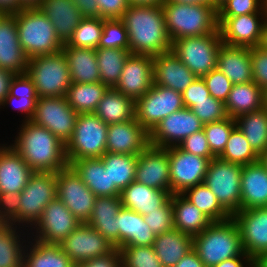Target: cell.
<instances>
[{
	"instance_id": "1",
	"label": "cell",
	"mask_w": 267,
	"mask_h": 267,
	"mask_svg": "<svg viewBox=\"0 0 267 267\" xmlns=\"http://www.w3.org/2000/svg\"><path fill=\"white\" fill-rule=\"evenodd\" d=\"M120 20L128 33L131 54L155 56L171 51L161 5H129Z\"/></svg>"
},
{
	"instance_id": "2",
	"label": "cell",
	"mask_w": 267,
	"mask_h": 267,
	"mask_svg": "<svg viewBox=\"0 0 267 267\" xmlns=\"http://www.w3.org/2000/svg\"><path fill=\"white\" fill-rule=\"evenodd\" d=\"M10 144L34 172L56 173L69 166L66 145L48 129L23 121Z\"/></svg>"
},
{
	"instance_id": "3",
	"label": "cell",
	"mask_w": 267,
	"mask_h": 267,
	"mask_svg": "<svg viewBox=\"0 0 267 267\" xmlns=\"http://www.w3.org/2000/svg\"><path fill=\"white\" fill-rule=\"evenodd\" d=\"M193 250L205 267H214L220 262L244 253L240 232L235 220L212 222L199 235L193 237Z\"/></svg>"
},
{
	"instance_id": "4",
	"label": "cell",
	"mask_w": 267,
	"mask_h": 267,
	"mask_svg": "<svg viewBox=\"0 0 267 267\" xmlns=\"http://www.w3.org/2000/svg\"><path fill=\"white\" fill-rule=\"evenodd\" d=\"M171 42L191 36H204L218 30L217 9L211 5L161 4Z\"/></svg>"
},
{
	"instance_id": "5",
	"label": "cell",
	"mask_w": 267,
	"mask_h": 267,
	"mask_svg": "<svg viewBox=\"0 0 267 267\" xmlns=\"http://www.w3.org/2000/svg\"><path fill=\"white\" fill-rule=\"evenodd\" d=\"M17 32L22 50L30 59L62 50L54 26L39 8H23L16 12Z\"/></svg>"
},
{
	"instance_id": "6",
	"label": "cell",
	"mask_w": 267,
	"mask_h": 267,
	"mask_svg": "<svg viewBox=\"0 0 267 267\" xmlns=\"http://www.w3.org/2000/svg\"><path fill=\"white\" fill-rule=\"evenodd\" d=\"M26 74L38 97L65 96L71 85L70 71L63 50L29 59Z\"/></svg>"
},
{
	"instance_id": "7",
	"label": "cell",
	"mask_w": 267,
	"mask_h": 267,
	"mask_svg": "<svg viewBox=\"0 0 267 267\" xmlns=\"http://www.w3.org/2000/svg\"><path fill=\"white\" fill-rule=\"evenodd\" d=\"M108 125L95 113H79L71 139L66 143L68 164L85 158H101L106 153Z\"/></svg>"
},
{
	"instance_id": "8",
	"label": "cell",
	"mask_w": 267,
	"mask_h": 267,
	"mask_svg": "<svg viewBox=\"0 0 267 267\" xmlns=\"http://www.w3.org/2000/svg\"><path fill=\"white\" fill-rule=\"evenodd\" d=\"M219 29L204 36L174 40L171 50L196 77H203L217 68V56L222 45Z\"/></svg>"
},
{
	"instance_id": "9",
	"label": "cell",
	"mask_w": 267,
	"mask_h": 267,
	"mask_svg": "<svg viewBox=\"0 0 267 267\" xmlns=\"http://www.w3.org/2000/svg\"><path fill=\"white\" fill-rule=\"evenodd\" d=\"M241 174L242 165L215 157L203 182L231 216L241 210Z\"/></svg>"
},
{
	"instance_id": "10",
	"label": "cell",
	"mask_w": 267,
	"mask_h": 267,
	"mask_svg": "<svg viewBox=\"0 0 267 267\" xmlns=\"http://www.w3.org/2000/svg\"><path fill=\"white\" fill-rule=\"evenodd\" d=\"M56 197V173L34 172L20 192L19 227L22 225L24 230L27 227L31 230L40 220L44 208Z\"/></svg>"
},
{
	"instance_id": "11",
	"label": "cell",
	"mask_w": 267,
	"mask_h": 267,
	"mask_svg": "<svg viewBox=\"0 0 267 267\" xmlns=\"http://www.w3.org/2000/svg\"><path fill=\"white\" fill-rule=\"evenodd\" d=\"M184 107L182 93L153 84L135 101V119L150 133L161 120Z\"/></svg>"
},
{
	"instance_id": "12",
	"label": "cell",
	"mask_w": 267,
	"mask_h": 267,
	"mask_svg": "<svg viewBox=\"0 0 267 267\" xmlns=\"http://www.w3.org/2000/svg\"><path fill=\"white\" fill-rule=\"evenodd\" d=\"M77 116L65 96L38 97L31 121L48 129L66 145L73 135Z\"/></svg>"
},
{
	"instance_id": "13",
	"label": "cell",
	"mask_w": 267,
	"mask_h": 267,
	"mask_svg": "<svg viewBox=\"0 0 267 267\" xmlns=\"http://www.w3.org/2000/svg\"><path fill=\"white\" fill-rule=\"evenodd\" d=\"M56 188L57 198L81 223H87L92 215L96 196L70 166L56 172Z\"/></svg>"
},
{
	"instance_id": "14",
	"label": "cell",
	"mask_w": 267,
	"mask_h": 267,
	"mask_svg": "<svg viewBox=\"0 0 267 267\" xmlns=\"http://www.w3.org/2000/svg\"><path fill=\"white\" fill-rule=\"evenodd\" d=\"M171 194H182L190 187L204 182L209 162L204 158L186 152L178 146L168 147Z\"/></svg>"
},
{
	"instance_id": "15",
	"label": "cell",
	"mask_w": 267,
	"mask_h": 267,
	"mask_svg": "<svg viewBox=\"0 0 267 267\" xmlns=\"http://www.w3.org/2000/svg\"><path fill=\"white\" fill-rule=\"evenodd\" d=\"M80 223L67 206L56 197L44 208L40 220L30 233L29 231L27 233L32 234L34 239L40 242L60 244Z\"/></svg>"
},
{
	"instance_id": "16",
	"label": "cell",
	"mask_w": 267,
	"mask_h": 267,
	"mask_svg": "<svg viewBox=\"0 0 267 267\" xmlns=\"http://www.w3.org/2000/svg\"><path fill=\"white\" fill-rule=\"evenodd\" d=\"M201 130L203 123L191 109L184 107L161 120L149 133L150 146H178L186 137Z\"/></svg>"
},
{
	"instance_id": "17",
	"label": "cell",
	"mask_w": 267,
	"mask_h": 267,
	"mask_svg": "<svg viewBox=\"0 0 267 267\" xmlns=\"http://www.w3.org/2000/svg\"><path fill=\"white\" fill-rule=\"evenodd\" d=\"M74 265L111 253L115 246L87 223H80L61 243Z\"/></svg>"
},
{
	"instance_id": "18",
	"label": "cell",
	"mask_w": 267,
	"mask_h": 267,
	"mask_svg": "<svg viewBox=\"0 0 267 267\" xmlns=\"http://www.w3.org/2000/svg\"><path fill=\"white\" fill-rule=\"evenodd\" d=\"M217 21L223 44L252 48L259 46L266 20L264 13H251L217 17Z\"/></svg>"
},
{
	"instance_id": "19",
	"label": "cell",
	"mask_w": 267,
	"mask_h": 267,
	"mask_svg": "<svg viewBox=\"0 0 267 267\" xmlns=\"http://www.w3.org/2000/svg\"><path fill=\"white\" fill-rule=\"evenodd\" d=\"M235 220L244 252L254 259L267 252V206L248 208L236 212Z\"/></svg>"
},
{
	"instance_id": "20",
	"label": "cell",
	"mask_w": 267,
	"mask_h": 267,
	"mask_svg": "<svg viewBox=\"0 0 267 267\" xmlns=\"http://www.w3.org/2000/svg\"><path fill=\"white\" fill-rule=\"evenodd\" d=\"M153 84V56L130 54L114 88L136 101L150 90Z\"/></svg>"
},
{
	"instance_id": "21",
	"label": "cell",
	"mask_w": 267,
	"mask_h": 267,
	"mask_svg": "<svg viewBox=\"0 0 267 267\" xmlns=\"http://www.w3.org/2000/svg\"><path fill=\"white\" fill-rule=\"evenodd\" d=\"M135 181L171 193L168 148L148 146L137 158Z\"/></svg>"
},
{
	"instance_id": "22",
	"label": "cell",
	"mask_w": 267,
	"mask_h": 267,
	"mask_svg": "<svg viewBox=\"0 0 267 267\" xmlns=\"http://www.w3.org/2000/svg\"><path fill=\"white\" fill-rule=\"evenodd\" d=\"M28 61L20 46L16 15L0 12V68L15 75L26 74Z\"/></svg>"
},
{
	"instance_id": "23",
	"label": "cell",
	"mask_w": 267,
	"mask_h": 267,
	"mask_svg": "<svg viewBox=\"0 0 267 267\" xmlns=\"http://www.w3.org/2000/svg\"><path fill=\"white\" fill-rule=\"evenodd\" d=\"M149 145V133L135 118L108 125L106 143L108 153L139 155Z\"/></svg>"
},
{
	"instance_id": "24",
	"label": "cell",
	"mask_w": 267,
	"mask_h": 267,
	"mask_svg": "<svg viewBox=\"0 0 267 267\" xmlns=\"http://www.w3.org/2000/svg\"><path fill=\"white\" fill-rule=\"evenodd\" d=\"M153 75L154 84L180 93L197 78L172 50L153 56Z\"/></svg>"
},
{
	"instance_id": "25",
	"label": "cell",
	"mask_w": 267,
	"mask_h": 267,
	"mask_svg": "<svg viewBox=\"0 0 267 267\" xmlns=\"http://www.w3.org/2000/svg\"><path fill=\"white\" fill-rule=\"evenodd\" d=\"M6 145L0 144V193H20L34 171L13 147Z\"/></svg>"
},
{
	"instance_id": "26",
	"label": "cell",
	"mask_w": 267,
	"mask_h": 267,
	"mask_svg": "<svg viewBox=\"0 0 267 267\" xmlns=\"http://www.w3.org/2000/svg\"><path fill=\"white\" fill-rule=\"evenodd\" d=\"M38 8L53 24L63 45L69 41L83 18L73 0H42Z\"/></svg>"
},
{
	"instance_id": "27",
	"label": "cell",
	"mask_w": 267,
	"mask_h": 267,
	"mask_svg": "<svg viewBox=\"0 0 267 267\" xmlns=\"http://www.w3.org/2000/svg\"><path fill=\"white\" fill-rule=\"evenodd\" d=\"M217 68L233 85L253 81L251 48L222 44L217 56Z\"/></svg>"
},
{
	"instance_id": "28",
	"label": "cell",
	"mask_w": 267,
	"mask_h": 267,
	"mask_svg": "<svg viewBox=\"0 0 267 267\" xmlns=\"http://www.w3.org/2000/svg\"><path fill=\"white\" fill-rule=\"evenodd\" d=\"M267 206V170L259 162L242 166L241 210Z\"/></svg>"
},
{
	"instance_id": "29",
	"label": "cell",
	"mask_w": 267,
	"mask_h": 267,
	"mask_svg": "<svg viewBox=\"0 0 267 267\" xmlns=\"http://www.w3.org/2000/svg\"><path fill=\"white\" fill-rule=\"evenodd\" d=\"M120 196L96 197L92 215L87 222L119 249L117 215L122 208Z\"/></svg>"
},
{
	"instance_id": "30",
	"label": "cell",
	"mask_w": 267,
	"mask_h": 267,
	"mask_svg": "<svg viewBox=\"0 0 267 267\" xmlns=\"http://www.w3.org/2000/svg\"><path fill=\"white\" fill-rule=\"evenodd\" d=\"M119 250L124 246H153L155 234L138 212L121 208L117 215Z\"/></svg>"
},
{
	"instance_id": "31",
	"label": "cell",
	"mask_w": 267,
	"mask_h": 267,
	"mask_svg": "<svg viewBox=\"0 0 267 267\" xmlns=\"http://www.w3.org/2000/svg\"><path fill=\"white\" fill-rule=\"evenodd\" d=\"M171 195L169 191L148 187L134 181L121 192L120 197L123 208L144 216L162 207Z\"/></svg>"
},
{
	"instance_id": "32",
	"label": "cell",
	"mask_w": 267,
	"mask_h": 267,
	"mask_svg": "<svg viewBox=\"0 0 267 267\" xmlns=\"http://www.w3.org/2000/svg\"><path fill=\"white\" fill-rule=\"evenodd\" d=\"M26 238L28 245L24 249L23 267H73V262L60 244L40 242L30 235Z\"/></svg>"
},
{
	"instance_id": "33",
	"label": "cell",
	"mask_w": 267,
	"mask_h": 267,
	"mask_svg": "<svg viewBox=\"0 0 267 267\" xmlns=\"http://www.w3.org/2000/svg\"><path fill=\"white\" fill-rule=\"evenodd\" d=\"M69 66L71 83H98L100 72L96 50L63 45Z\"/></svg>"
},
{
	"instance_id": "34",
	"label": "cell",
	"mask_w": 267,
	"mask_h": 267,
	"mask_svg": "<svg viewBox=\"0 0 267 267\" xmlns=\"http://www.w3.org/2000/svg\"><path fill=\"white\" fill-rule=\"evenodd\" d=\"M174 229L191 237L199 235L213 221L182 194H172Z\"/></svg>"
},
{
	"instance_id": "35",
	"label": "cell",
	"mask_w": 267,
	"mask_h": 267,
	"mask_svg": "<svg viewBox=\"0 0 267 267\" xmlns=\"http://www.w3.org/2000/svg\"><path fill=\"white\" fill-rule=\"evenodd\" d=\"M138 155L106 152L102 157L105 170L110 177V196H120L121 192L135 181Z\"/></svg>"
},
{
	"instance_id": "36",
	"label": "cell",
	"mask_w": 267,
	"mask_h": 267,
	"mask_svg": "<svg viewBox=\"0 0 267 267\" xmlns=\"http://www.w3.org/2000/svg\"><path fill=\"white\" fill-rule=\"evenodd\" d=\"M155 253L163 267H174L181 258L193 249V237L172 229L155 236Z\"/></svg>"
},
{
	"instance_id": "37",
	"label": "cell",
	"mask_w": 267,
	"mask_h": 267,
	"mask_svg": "<svg viewBox=\"0 0 267 267\" xmlns=\"http://www.w3.org/2000/svg\"><path fill=\"white\" fill-rule=\"evenodd\" d=\"M94 113L107 125L127 122L135 118V101L111 87Z\"/></svg>"
},
{
	"instance_id": "38",
	"label": "cell",
	"mask_w": 267,
	"mask_h": 267,
	"mask_svg": "<svg viewBox=\"0 0 267 267\" xmlns=\"http://www.w3.org/2000/svg\"><path fill=\"white\" fill-rule=\"evenodd\" d=\"M263 106V90L254 81L233 85L225 102L227 116L234 119Z\"/></svg>"
},
{
	"instance_id": "39",
	"label": "cell",
	"mask_w": 267,
	"mask_h": 267,
	"mask_svg": "<svg viewBox=\"0 0 267 267\" xmlns=\"http://www.w3.org/2000/svg\"><path fill=\"white\" fill-rule=\"evenodd\" d=\"M69 166L96 197L110 196V177L101 158L72 161Z\"/></svg>"
},
{
	"instance_id": "40",
	"label": "cell",
	"mask_w": 267,
	"mask_h": 267,
	"mask_svg": "<svg viewBox=\"0 0 267 267\" xmlns=\"http://www.w3.org/2000/svg\"><path fill=\"white\" fill-rule=\"evenodd\" d=\"M235 122L258 155L267 150V108L241 114Z\"/></svg>"
},
{
	"instance_id": "41",
	"label": "cell",
	"mask_w": 267,
	"mask_h": 267,
	"mask_svg": "<svg viewBox=\"0 0 267 267\" xmlns=\"http://www.w3.org/2000/svg\"><path fill=\"white\" fill-rule=\"evenodd\" d=\"M108 86L98 83H71L65 97L71 108L79 113H94Z\"/></svg>"
},
{
	"instance_id": "42",
	"label": "cell",
	"mask_w": 267,
	"mask_h": 267,
	"mask_svg": "<svg viewBox=\"0 0 267 267\" xmlns=\"http://www.w3.org/2000/svg\"><path fill=\"white\" fill-rule=\"evenodd\" d=\"M17 227L13 224H5L0 228V267H23L24 249L27 244L24 237L27 233L18 230L22 227Z\"/></svg>"
},
{
	"instance_id": "43",
	"label": "cell",
	"mask_w": 267,
	"mask_h": 267,
	"mask_svg": "<svg viewBox=\"0 0 267 267\" xmlns=\"http://www.w3.org/2000/svg\"><path fill=\"white\" fill-rule=\"evenodd\" d=\"M131 54L127 49H96V57L102 84L115 87L121 77L124 63Z\"/></svg>"
},
{
	"instance_id": "44",
	"label": "cell",
	"mask_w": 267,
	"mask_h": 267,
	"mask_svg": "<svg viewBox=\"0 0 267 267\" xmlns=\"http://www.w3.org/2000/svg\"><path fill=\"white\" fill-rule=\"evenodd\" d=\"M182 195L213 222L225 221L232 217L204 183L188 188Z\"/></svg>"
},
{
	"instance_id": "45",
	"label": "cell",
	"mask_w": 267,
	"mask_h": 267,
	"mask_svg": "<svg viewBox=\"0 0 267 267\" xmlns=\"http://www.w3.org/2000/svg\"><path fill=\"white\" fill-rule=\"evenodd\" d=\"M218 158L242 166L259 161V155L252 149L244 134L236 126Z\"/></svg>"
},
{
	"instance_id": "46",
	"label": "cell",
	"mask_w": 267,
	"mask_h": 267,
	"mask_svg": "<svg viewBox=\"0 0 267 267\" xmlns=\"http://www.w3.org/2000/svg\"><path fill=\"white\" fill-rule=\"evenodd\" d=\"M103 33V18H82L66 46L98 49Z\"/></svg>"
},
{
	"instance_id": "47",
	"label": "cell",
	"mask_w": 267,
	"mask_h": 267,
	"mask_svg": "<svg viewBox=\"0 0 267 267\" xmlns=\"http://www.w3.org/2000/svg\"><path fill=\"white\" fill-rule=\"evenodd\" d=\"M235 127V119L229 116L223 120L203 125L211 152L216 157L223 152L230 134Z\"/></svg>"
},
{
	"instance_id": "48",
	"label": "cell",
	"mask_w": 267,
	"mask_h": 267,
	"mask_svg": "<svg viewBox=\"0 0 267 267\" xmlns=\"http://www.w3.org/2000/svg\"><path fill=\"white\" fill-rule=\"evenodd\" d=\"M120 253L122 267H163L153 246H124Z\"/></svg>"
},
{
	"instance_id": "49",
	"label": "cell",
	"mask_w": 267,
	"mask_h": 267,
	"mask_svg": "<svg viewBox=\"0 0 267 267\" xmlns=\"http://www.w3.org/2000/svg\"><path fill=\"white\" fill-rule=\"evenodd\" d=\"M98 48L129 50L128 33L120 19H103V33Z\"/></svg>"
},
{
	"instance_id": "50",
	"label": "cell",
	"mask_w": 267,
	"mask_h": 267,
	"mask_svg": "<svg viewBox=\"0 0 267 267\" xmlns=\"http://www.w3.org/2000/svg\"><path fill=\"white\" fill-rule=\"evenodd\" d=\"M143 219L155 235H160L174 229L172 195L162 207L144 215Z\"/></svg>"
},
{
	"instance_id": "51",
	"label": "cell",
	"mask_w": 267,
	"mask_h": 267,
	"mask_svg": "<svg viewBox=\"0 0 267 267\" xmlns=\"http://www.w3.org/2000/svg\"><path fill=\"white\" fill-rule=\"evenodd\" d=\"M191 110L204 124L212 123L227 118L225 103L209 96L208 100L197 102Z\"/></svg>"
},
{
	"instance_id": "52",
	"label": "cell",
	"mask_w": 267,
	"mask_h": 267,
	"mask_svg": "<svg viewBox=\"0 0 267 267\" xmlns=\"http://www.w3.org/2000/svg\"><path fill=\"white\" fill-rule=\"evenodd\" d=\"M251 13H264L263 0H225L217 8V17H234Z\"/></svg>"
},
{
	"instance_id": "53",
	"label": "cell",
	"mask_w": 267,
	"mask_h": 267,
	"mask_svg": "<svg viewBox=\"0 0 267 267\" xmlns=\"http://www.w3.org/2000/svg\"><path fill=\"white\" fill-rule=\"evenodd\" d=\"M201 78L204 80L210 96L225 103L233 86L231 80L218 68Z\"/></svg>"
},
{
	"instance_id": "54",
	"label": "cell",
	"mask_w": 267,
	"mask_h": 267,
	"mask_svg": "<svg viewBox=\"0 0 267 267\" xmlns=\"http://www.w3.org/2000/svg\"><path fill=\"white\" fill-rule=\"evenodd\" d=\"M20 193H0V218L19 227Z\"/></svg>"
},
{
	"instance_id": "55",
	"label": "cell",
	"mask_w": 267,
	"mask_h": 267,
	"mask_svg": "<svg viewBox=\"0 0 267 267\" xmlns=\"http://www.w3.org/2000/svg\"><path fill=\"white\" fill-rule=\"evenodd\" d=\"M178 147L186 152H190L194 155L204 158H215L216 156L211 152L209 143L207 141L204 130L193 133L186 137Z\"/></svg>"
},
{
	"instance_id": "56",
	"label": "cell",
	"mask_w": 267,
	"mask_h": 267,
	"mask_svg": "<svg viewBox=\"0 0 267 267\" xmlns=\"http://www.w3.org/2000/svg\"><path fill=\"white\" fill-rule=\"evenodd\" d=\"M253 81L262 89L267 88V51L260 46L251 48Z\"/></svg>"
},
{
	"instance_id": "57",
	"label": "cell",
	"mask_w": 267,
	"mask_h": 267,
	"mask_svg": "<svg viewBox=\"0 0 267 267\" xmlns=\"http://www.w3.org/2000/svg\"><path fill=\"white\" fill-rule=\"evenodd\" d=\"M209 96L210 92L201 77H197L182 92L184 106L189 109H191L199 101L208 100Z\"/></svg>"
},
{
	"instance_id": "58",
	"label": "cell",
	"mask_w": 267,
	"mask_h": 267,
	"mask_svg": "<svg viewBox=\"0 0 267 267\" xmlns=\"http://www.w3.org/2000/svg\"><path fill=\"white\" fill-rule=\"evenodd\" d=\"M9 94L17 98L38 99L34 83L27 74L14 76L10 84Z\"/></svg>"
},
{
	"instance_id": "59",
	"label": "cell",
	"mask_w": 267,
	"mask_h": 267,
	"mask_svg": "<svg viewBox=\"0 0 267 267\" xmlns=\"http://www.w3.org/2000/svg\"><path fill=\"white\" fill-rule=\"evenodd\" d=\"M99 17L103 19H120L129 7L128 0H96Z\"/></svg>"
},
{
	"instance_id": "60",
	"label": "cell",
	"mask_w": 267,
	"mask_h": 267,
	"mask_svg": "<svg viewBox=\"0 0 267 267\" xmlns=\"http://www.w3.org/2000/svg\"><path fill=\"white\" fill-rule=\"evenodd\" d=\"M37 99H29V98H17L13 95L8 94L4 101L0 104L2 106L13 105L15 109L19 112H23L25 114L24 121H31L35 113Z\"/></svg>"
},
{
	"instance_id": "61",
	"label": "cell",
	"mask_w": 267,
	"mask_h": 267,
	"mask_svg": "<svg viewBox=\"0 0 267 267\" xmlns=\"http://www.w3.org/2000/svg\"><path fill=\"white\" fill-rule=\"evenodd\" d=\"M81 267H122L120 250L115 248L111 253L89 259L80 264Z\"/></svg>"
},
{
	"instance_id": "62",
	"label": "cell",
	"mask_w": 267,
	"mask_h": 267,
	"mask_svg": "<svg viewBox=\"0 0 267 267\" xmlns=\"http://www.w3.org/2000/svg\"><path fill=\"white\" fill-rule=\"evenodd\" d=\"M83 18H99V8L96 0H73Z\"/></svg>"
},
{
	"instance_id": "63",
	"label": "cell",
	"mask_w": 267,
	"mask_h": 267,
	"mask_svg": "<svg viewBox=\"0 0 267 267\" xmlns=\"http://www.w3.org/2000/svg\"><path fill=\"white\" fill-rule=\"evenodd\" d=\"M244 265L253 267V259L245 252L241 256L226 259L214 267H244Z\"/></svg>"
},
{
	"instance_id": "64",
	"label": "cell",
	"mask_w": 267,
	"mask_h": 267,
	"mask_svg": "<svg viewBox=\"0 0 267 267\" xmlns=\"http://www.w3.org/2000/svg\"><path fill=\"white\" fill-rule=\"evenodd\" d=\"M15 74L0 68V104L9 94L10 84Z\"/></svg>"
},
{
	"instance_id": "65",
	"label": "cell",
	"mask_w": 267,
	"mask_h": 267,
	"mask_svg": "<svg viewBox=\"0 0 267 267\" xmlns=\"http://www.w3.org/2000/svg\"><path fill=\"white\" fill-rule=\"evenodd\" d=\"M174 267H205L197 253L192 249Z\"/></svg>"
},
{
	"instance_id": "66",
	"label": "cell",
	"mask_w": 267,
	"mask_h": 267,
	"mask_svg": "<svg viewBox=\"0 0 267 267\" xmlns=\"http://www.w3.org/2000/svg\"><path fill=\"white\" fill-rule=\"evenodd\" d=\"M19 10L18 0H0V12L13 13Z\"/></svg>"
},
{
	"instance_id": "67",
	"label": "cell",
	"mask_w": 267,
	"mask_h": 267,
	"mask_svg": "<svg viewBox=\"0 0 267 267\" xmlns=\"http://www.w3.org/2000/svg\"><path fill=\"white\" fill-rule=\"evenodd\" d=\"M164 2L178 3V4H200L213 6V0H164Z\"/></svg>"
},
{
	"instance_id": "68",
	"label": "cell",
	"mask_w": 267,
	"mask_h": 267,
	"mask_svg": "<svg viewBox=\"0 0 267 267\" xmlns=\"http://www.w3.org/2000/svg\"><path fill=\"white\" fill-rule=\"evenodd\" d=\"M42 0H18L19 10L23 8H38Z\"/></svg>"
},
{
	"instance_id": "69",
	"label": "cell",
	"mask_w": 267,
	"mask_h": 267,
	"mask_svg": "<svg viewBox=\"0 0 267 267\" xmlns=\"http://www.w3.org/2000/svg\"><path fill=\"white\" fill-rule=\"evenodd\" d=\"M253 267H267V252L259 254L253 259Z\"/></svg>"
},
{
	"instance_id": "70",
	"label": "cell",
	"mask_w": 267,
	"mask_h": 267,
	"mask_svg": "<svg viewBox=\"0 0 267 267\" xmlns=\"http://www.w3.org/2000/svg\"><path fill=\"white\" fill-rule=\"evenodd\" d=\"M130 5H161L164 0H128Z\"/></svg>"
},
{
	"instance_id": "71",
	"label": "cell",
	"mask_w": 267,
	"mask_h": 267,
	"mask_svg": "<svg viewBox=\"0 0 267 267\" xmlns=\"http://www.w3.org/2000/svg\"><path fill=\"white\" fill-rule=\"evenodd\" d=\"M259 46L267 51V21L264 23L262 37Z\"/></svg>"
},
{
	"instance_id": "72",
	"label": "cell",
	"mask_w": 267,
	"mask_h": 267,
	"mask_svg": "<svg viewBox=\"0 0 267 267\" xmlns=\"http://www.w3.org/2000/svg\"><path fill=\"white\" fill-rule=\"evenodd\" d=\"M259 162L264 166V168L267 170V150L262 152L259 155Z\"/></svg>"
},
{
	"instance_id": "73",
	"label": "cell",
	"mask_w": 267,
	"mask_h": 267,
	"mask_svg": "<svg viewBox=\"0 0 267 267\" xmlns=\"http://www.w3.org/2000/svg\"><path fill=\"white\" fill-rule=\"evenodd\" d=\"M263 104L267 108V88L263 90Z\"/></svg>"
},
{
	"instance_id": "74",
	"label": "cell",
	"mask_w": 267,
	"mask_h": 267,
	"mask_svg": "<svg viewBox=\"0 0 267 267\" xmlns=\"http://www.w3.org/2000/svg\"><path fill=\"white\" fill-rule=\"evenodd\" d=\"M263 11L265 15V20L267 21V0H263Z\"/></svg>"
},
{
	"instance_id": "75",
	"label": "cell",
	"mask_w": 267,
	"mask_h": 267,
	"mask_svg": "<svg viewBox=\"0 0 267 267\" xmlns=\"http://www.w3.org/2000/svg\"><path fill=\"white\" fill-rule=\"evenodd\" d=\"M225 0H213V6L217 9Z\"/></svg>"
},
{
	"instance_id": "76",
	"label": "cell",
	"mask_w": 267,
	"mask_h": 267,
	"mask_svg": "<svg viewBox=\"0 0 267 267\" xmlns=\"http://www.w3.org/2000/svg\"><path fill=\"white\" fill-rule=\"evenodd\" d=\"M6 223L0 218V228L3 227Z\"/></svg>"
}]
</instances>
